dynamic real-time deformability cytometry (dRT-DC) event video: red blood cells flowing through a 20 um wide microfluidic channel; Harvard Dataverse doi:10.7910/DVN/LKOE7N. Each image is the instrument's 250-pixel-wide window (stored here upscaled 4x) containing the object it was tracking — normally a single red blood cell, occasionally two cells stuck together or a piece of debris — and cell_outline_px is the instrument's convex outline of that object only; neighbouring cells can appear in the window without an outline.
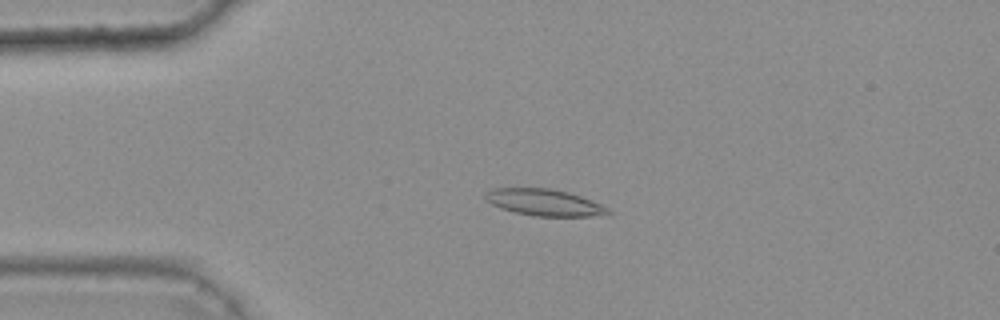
{"species": "common noctule bat (a hibernating species)", "species_latin": "Nyctalus noctula", "temperature_condition": "warm", "stored_images_in_passage": 45, "camera_frame_rate_fps": 3000, "um_per_image_px": 0.085, "animal": {"sex": "female", "body_mass_g": 25.1}, "frame": {"image": 1, "passage_image": 12, "time_ms": 3.667, "image_size_px": [1000, 320], "cell_outline_px": [[612, 212], [588, 216], [532, 216], [500, 208], [492, 204], [484, 196], [484, 192], [492, 188], [552, 188], [568, 192], [580, 196], [600, 204], [608, 208]], "centroid_in_image_um": [46.21, 17.19], "position_along_channel_um": 38.8, "area_um2": 18.84}}
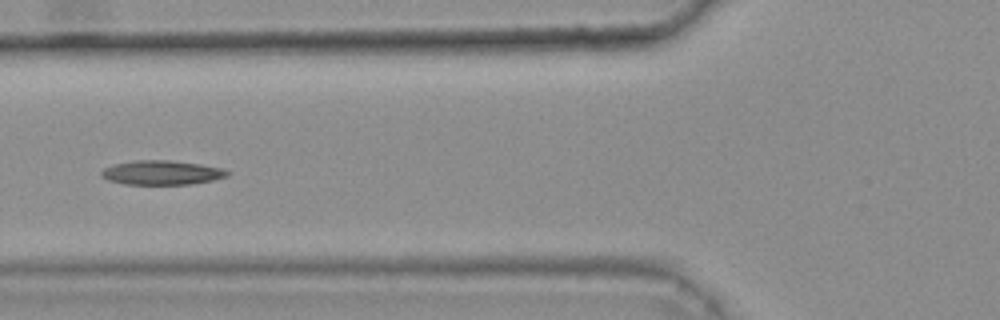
{"frame": {"image": 2, "passage_image": 20, "time_ms": 6.333, "image_size_px": [1000, 320], "cell_outline_px": [[232, 172], [228, 176], [212, 180], [192, 184], [124, 184], [108, 180], [100, 176], [100, 172], [104, 168], [116, 164], [136, 160], [168, 160], [200, 164], [220, 168]], "centroid_in_image_um": [13.75, 14.68], "position_along_channel_um": 112.1, "area_um2": 17.74}}
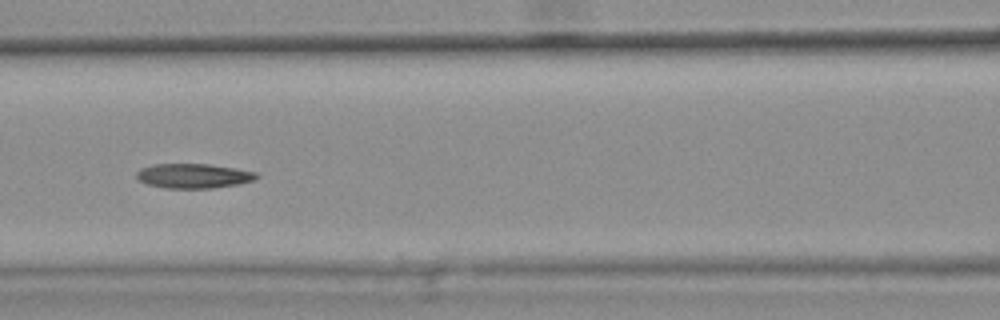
{"frame": {"image": 3, "passage_image": 23, "time_ms": 7.333, "image_size_px": [1000, 320], "cell_outline_px": [[260, 176], [252, 180], [240, 184], [212, 188], [164, 188], [148, 184], [140, 180], [136, 176], [136, 172], [140, 168], [152, 164], [208, 164], [236, 168], [256, 172]], "centroid_in_image_um": [16.45, 14.94], "position_along_channel_um": 150.2, "area_um2": 17.22}}